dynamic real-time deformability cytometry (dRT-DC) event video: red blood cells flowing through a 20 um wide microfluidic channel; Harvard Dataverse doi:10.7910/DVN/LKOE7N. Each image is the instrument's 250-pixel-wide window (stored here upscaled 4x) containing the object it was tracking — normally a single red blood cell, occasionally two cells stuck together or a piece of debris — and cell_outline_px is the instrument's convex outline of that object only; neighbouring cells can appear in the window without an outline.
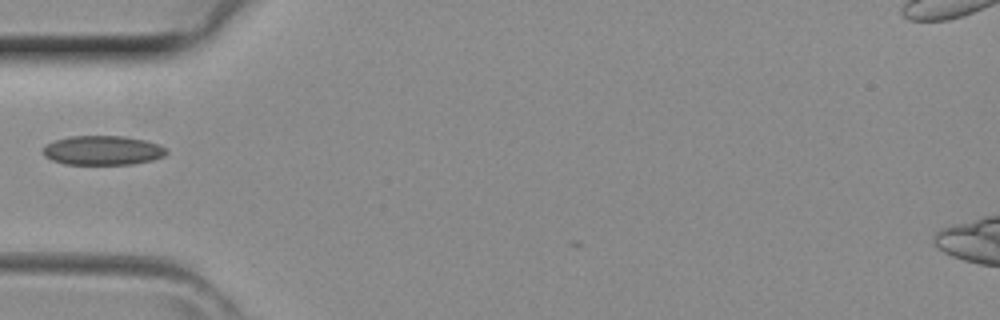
{"species": "common noctule bat (a hibernating species)", "species_latin": "Nyctalus noctula", "temperature_condition": "room temperature", "stored_images_in_passage": 3, "camera_frame_rate_fps": 3000, "um_per_image_px": 0.085, "animal": {"sex": "female", "body_mass_g": 29.2, "forearm_length_mm": 56.3}, "frame": {"image": 1, "passage_image": 1, "time_ms": 0.0, "image_size_px": [1000, 320], "cell_outline_px": [[168, 152], [164, 156], [152, 160], [132, 164], [64, 164], [52, 160], [44, 156], [44, 148], [48, 144], [56, 140], [72, 136], [124, 136], [144, 140], [160, 144]], "centroid_in_image_um": [8.76, 12.78], "position_along_channel_um": 76.2, "area_um2": 20.92}}